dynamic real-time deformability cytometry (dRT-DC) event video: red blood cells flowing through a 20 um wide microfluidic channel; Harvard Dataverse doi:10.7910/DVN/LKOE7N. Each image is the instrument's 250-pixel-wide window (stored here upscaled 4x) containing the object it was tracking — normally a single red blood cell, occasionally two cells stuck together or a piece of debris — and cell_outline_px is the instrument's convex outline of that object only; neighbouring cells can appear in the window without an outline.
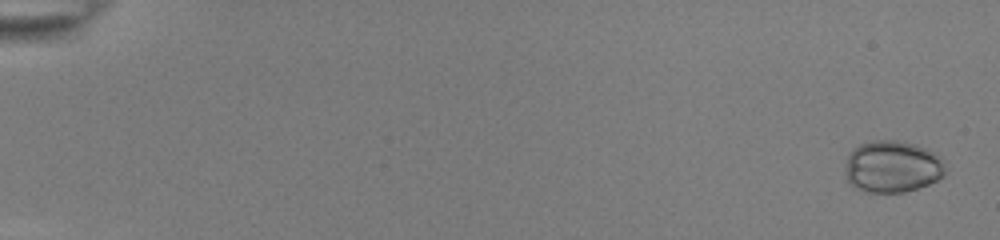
{"species": "common noctule bat (a hibernating species)", "species_latin": "Nyctalus noctula", "temperature_condition": "room temperature", "stored_images_in_passage": 54, "camera_frame_rate_fps": 3000, "um_per_image_px": 0.085, "animal": {"sex": "female", "body_mass_g": 22.0, "forearm_length_mm": 56.7}, "frame": {"image": 1, "passage_image": 2, "time_ms": 0.333, "image_size_px": [1000, 240], "cell_outline_px": [[944, 176], [928, 184], [904, 192], [868, 192], [856, 188], [848, 180], [848, 152], [852, 148], [860, 144], [872, 140], [896, 140], [916, 144], [940, 156], [944, 172]], "centroid_in_image_um": [75.85, 14.14], "position_along_channel_um": 9.2, "area_um2": 29.82}}
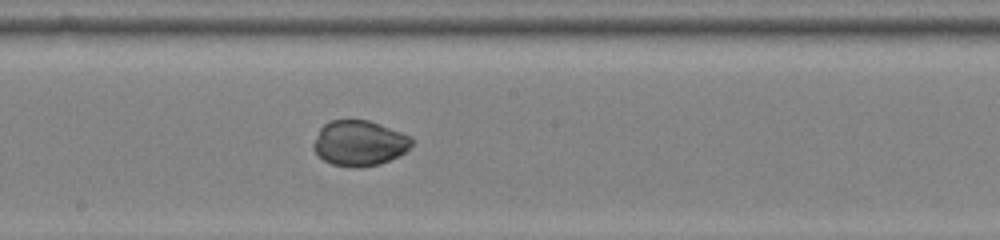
{"frame": {"image": 2, "passage_image": 32, "time_ms": 10.333, "image_size_px": [1000, 240], "cell_outline_px": [[416, 140], [404, 152], [380, 164], [360, 168], [352, 168], [332, 164], [324, 160], [312, 148], [312, 144], [320, 128], [324, 124], [332, 120], [368, 120], [380, 124], [412, 136]], "centroid_in_image_um": [30.55, 12.17], "position_along_channel_um": 217.7, "area_um2": 26.07}}
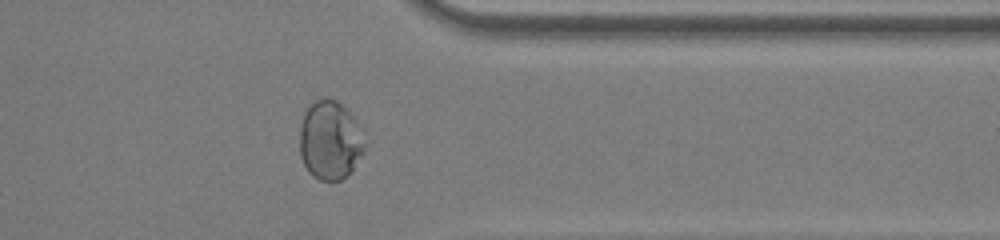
{"frame": {"image": 3, "passage_image": 45, "time_ms": 14.667, "image_size_px": [1000, 240], "cell_outline_px": [[368, 140], [364, 152], [352, 172], [340, 180], [320, 180], [312, 176], [308, 172], [300, 156], [300, 128], [304, 112], [316, 100], [324, 96], [336, 100], [364, 128]], "centroid_in_image_um": [28.11, 11.93], "position_along_channel_um": 383.3, "area_um2": 30.58}, "authors_computed_cell_mechanics": {"area_um2": 28.3798, "velocity_mm_per_s": 3.8917, "shape_relaxation_time_tau1_ms": 8.2465, "shape_relaxation_time_tau2_ms": null, "deformation_change_tau1": 0.179, "deformation_change_tau2": null}}